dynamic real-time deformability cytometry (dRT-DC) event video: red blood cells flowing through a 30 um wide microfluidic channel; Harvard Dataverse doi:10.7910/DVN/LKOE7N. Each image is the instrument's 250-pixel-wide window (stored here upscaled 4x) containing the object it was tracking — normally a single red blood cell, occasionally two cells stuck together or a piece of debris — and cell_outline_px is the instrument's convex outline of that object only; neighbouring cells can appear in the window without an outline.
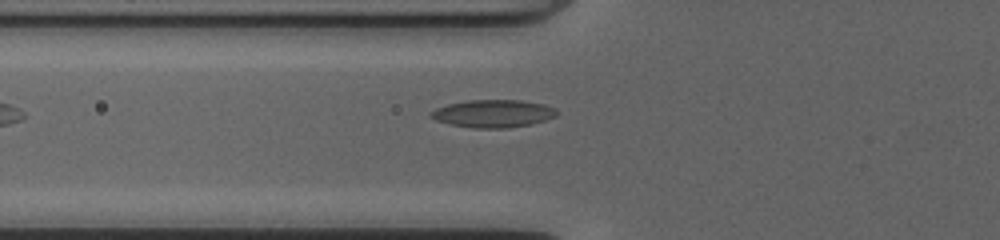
{"species": "common noctule bat (a hibernating species)", "species_latin": "Nyctalus noctula", "temperature_condition": "cold", "stored_images_in_passage": 35, "camera_frame_rate_fps": 3000, "um_per_image_px": 0.085, "animal": {"sex": "female", "body_mass_g": 20.0, "forearm_length_mm": 54.0}, "frame": {"image": 1, "passage_image": 3, "time_ms": 0.667, "image_size_px": [1000, 240], "cell_outline_px": [[560, 112], [556, 116], [532, 124], [508, 128], [472, 128], [448, 124], [436, 120], [428, 116], [428, 112], [436, 108], [448, 104], [468, 100], [520, 100], [544, 104], [556, 108]], "centroid_in_image_um": [41.91, 9.65], "position_along_channel_um": 83.9, "area_um2": 20.58}}
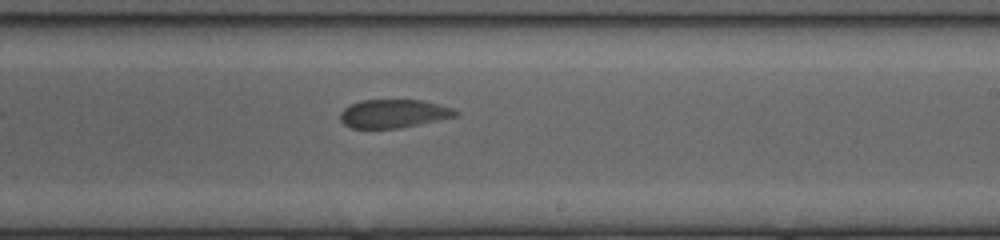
{"frame": {"image": 2, "passage_image": 16, "time_ms": 5.0, "image_size_px": [1000, 240], "cell_outline_px": [[460, 112], [456, 116], [420, 124], [400, 128], [352, 128], [344, 124], [340, 120], [340, 112], [344, 108], [360, 100], [424, 100], [452, 108]], "centroid_in_image_um": [33.45, 9.66], "position_along_channel_um": 255.5, "area_um2": 19.07}}
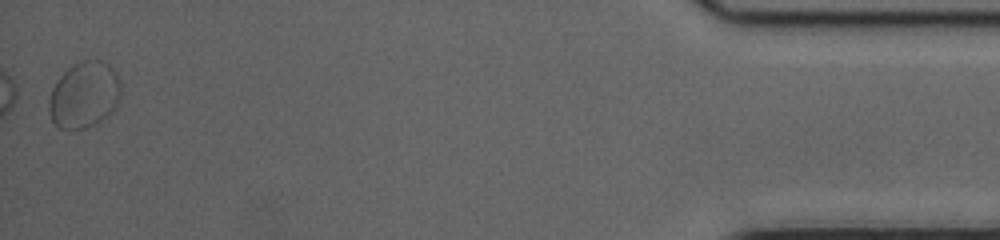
{"frame": {"image": 3, "passage_image": 35, "time_ms": 11.333, "image_size_px": [1000, 240], "cell_outline_px": [[120, 100], [116, 108], [112, 112], [100, 120], [84, 128], [72, 132], [68, 132], [60, 128], [52, 120], [48, 108], [48, 100], [52, 88], [56, 80], [72, 64], [84, 60], [100, 60], [108, 64], [116, 72], [120, 80]], "centroid_in_image_um": [7.15, 8.08], "position_along_channel_um": 428.1, "area_um2": 28.15}, "authors_computed_cell_mechanics": {"area_um2": 19.5942, "velocity_mm_per_s": 3.9597, "shape_relaxation_time_tau1_ms": null, "shape_relaxation_time_tau2_ms": 1.5936, "deformation_change_tau1": null, "deformation_change_tau2": 0.0616}}